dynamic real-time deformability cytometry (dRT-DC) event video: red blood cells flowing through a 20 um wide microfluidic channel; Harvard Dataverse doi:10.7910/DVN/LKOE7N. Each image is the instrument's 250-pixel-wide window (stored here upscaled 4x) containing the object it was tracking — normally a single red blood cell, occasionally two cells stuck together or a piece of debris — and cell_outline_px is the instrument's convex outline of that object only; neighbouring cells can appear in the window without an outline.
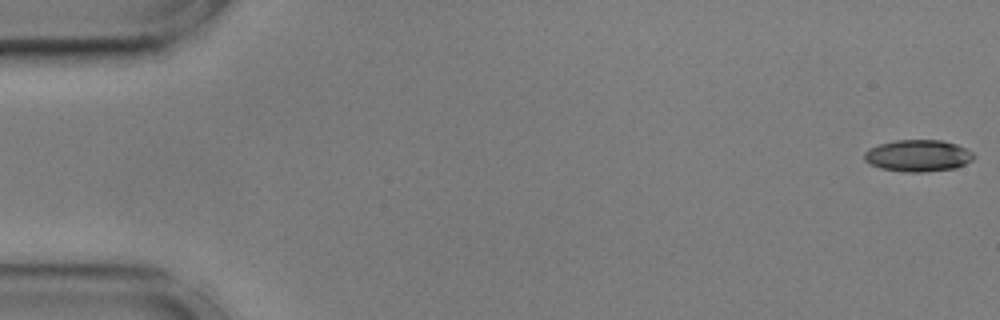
{"species": "common noctule bat (a hibernating species)", "species_latin": "Nyctalus noctula", "temperature_condition": "cold", "stored_images_in_passage": 56, "camera_frame_rate_fps": 3000, "um_per_image_px": 0.085, "animal": {"sex": "male", "body_mass_g": 17.9, "forearm_length_mm": 54.2}, "frame": {"image": 1, "passage_image": 1, "time_ms": 0.0, "image_size_px": [1000, 320], "cell_outline_px": [[976, 156], [972, 160], [956, 168], [924, 172], [904, 172], [880, 168], [864, 160], [864, 152], [868, 148], [880, 144], [896, 140], [940, 140], [956, 144], [972, 152]], "centroid_in_image_um": [78.02, 13.23], "position_along_channel_um": 7.0, "area_um2": 20.23}}
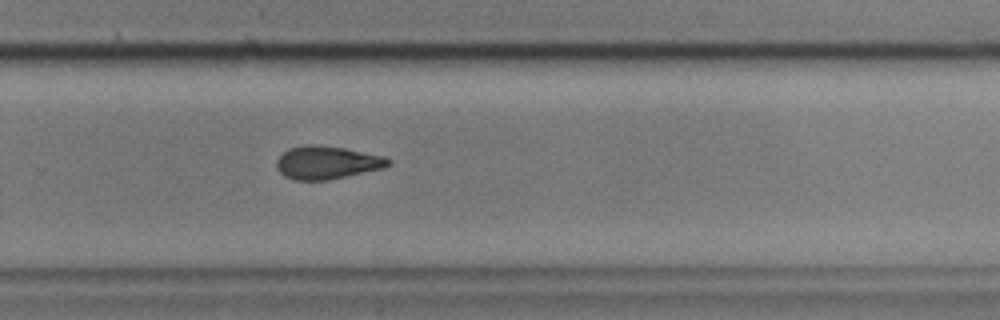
{"frame": {"image": 2, "passage_image": 37, "time_ms": 12.0, "image_size_px": [1000, 320], "cell_outline_px": [[392, 164], [384, 168], [328, 180], [292, 180], [284, 176], [276, 168], [276, 160], [288, 148], [308, 144], [312, 144], [344, 148], [384, 156], [392, 160]], "centroid_in_image_um": [27.79, 13.82], "position_along_channel_um": 302.0, "area_um2": 21.62}}
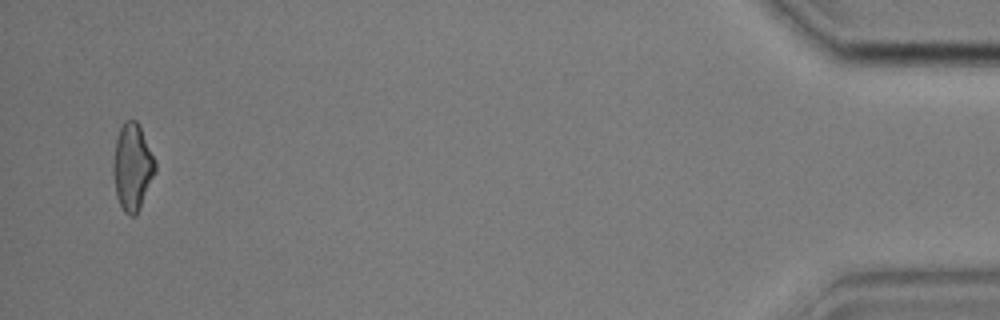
{"frame": {"image": 3, "passage_image": 54, "time_ms": 17.667, "image_size_px": [1000, 320], "cell_outline_px": [[156, 172], [140, 208], [132, 216], [128, 216], [124, 212], [116, 196], [112, 172], [112, 164], [116, 140], [120, 128], [124, 120], [136, 120], [156, 160]], "centroid_in_image_um": [11.24, 14.2], "position_along_channel_um": 424.0, "area_um2": 21.27}, "authors_computed_cell_mechanics": {"area_um2": 21.4149, "velocity_mm_per_s": 3.5992, "shape_relaxation_time_tau1_ms": 5.1411, "shape_relaxation_time_tau2_ms": 10.0452, "deformation_change_tau1": 0.1452, "deformation_change_tau2": 0.1988}}